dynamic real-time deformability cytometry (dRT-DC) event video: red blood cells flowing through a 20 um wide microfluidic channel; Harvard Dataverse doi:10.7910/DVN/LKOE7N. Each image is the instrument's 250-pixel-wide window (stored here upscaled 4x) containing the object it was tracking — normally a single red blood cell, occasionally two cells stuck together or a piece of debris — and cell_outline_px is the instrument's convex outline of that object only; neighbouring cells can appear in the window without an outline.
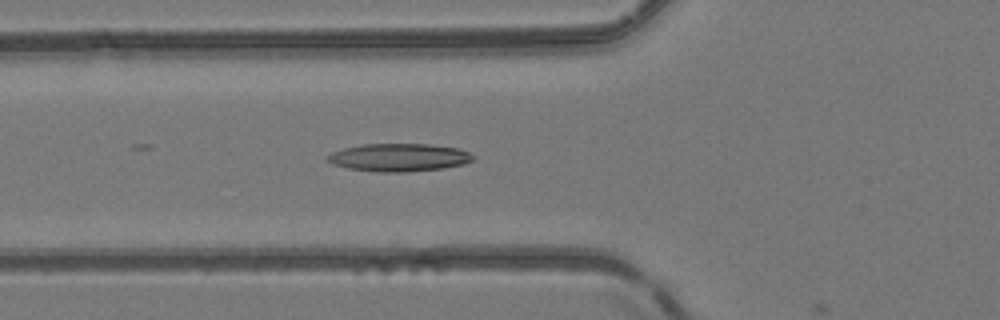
{"species": "common noctule bat (a hibernating species)", "species_latin": "Nyctalus noctula", "temperature_condition": "room temperature", "stored_images_in_passage": 16, "camera_frame_rate_fps": 3000, "um_per_image_px": 0.085, "animal": {"sex": "female", "body_mass_g": 24.6, "forearm_length_mm": 56.2}, "frame": {"image": 1, "passage_image": 15, "time_ms": 4.667, "image_size_px": [1000, 320], "cell_outline_px": [[476, 160], [464, 164], [444, 168], [408, 172], [380, 172], [348, 168], [332, 164], [324, 160], [324, 156], [332, 152], [344, 148], [360, 144], [428, 144], [460, 148], [476, 156]], "centroid_in_image_um": [33.92, 13.38], "position_along_channel_um": 91.9, "area_um2": 24.04}}